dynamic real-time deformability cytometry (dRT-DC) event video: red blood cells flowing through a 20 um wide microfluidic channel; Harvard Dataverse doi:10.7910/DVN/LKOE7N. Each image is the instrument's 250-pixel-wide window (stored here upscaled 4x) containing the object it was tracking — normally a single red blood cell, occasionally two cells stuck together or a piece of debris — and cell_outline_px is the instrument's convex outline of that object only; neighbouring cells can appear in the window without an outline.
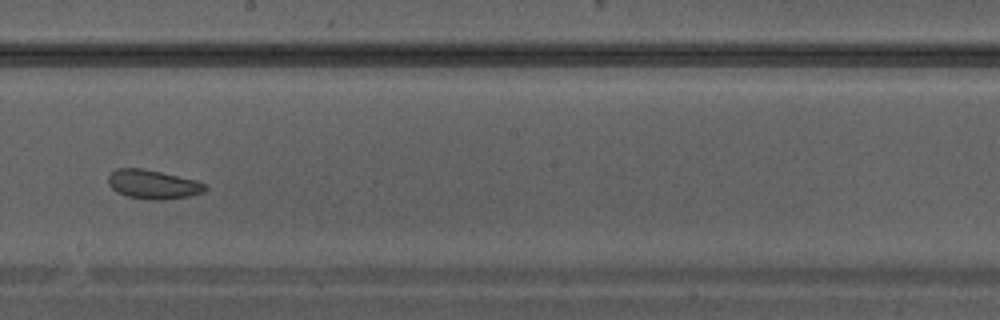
{"species": "Egyptian fruit bat (a non-hibernating species)", "species_latin": "Rousettus aegyptiacus", "temperature_condition": "warm", "stored_images_in_passage": 27, "camera_frame_rate_fps": 3000, "um_per_image_px": 0.085, "animal": {"sex": "male"}, "frame": {"image": 1, "passage_image": 12, "time_ms": 3.667, "image_size_px": [1000, 320], "cell_outline_px": [[208, 188], [204, 192], [188, 196], [164, 200], [152, 200], [128, 196], [116, 192], [108, 184], [108, 176], [116, 168], [144, 168], [196, 180], [208, 184]], "centroid_in_image_um": [13.02, 15.67], "position_along_channel_um": 235.2, "area_um2": 16.53}}